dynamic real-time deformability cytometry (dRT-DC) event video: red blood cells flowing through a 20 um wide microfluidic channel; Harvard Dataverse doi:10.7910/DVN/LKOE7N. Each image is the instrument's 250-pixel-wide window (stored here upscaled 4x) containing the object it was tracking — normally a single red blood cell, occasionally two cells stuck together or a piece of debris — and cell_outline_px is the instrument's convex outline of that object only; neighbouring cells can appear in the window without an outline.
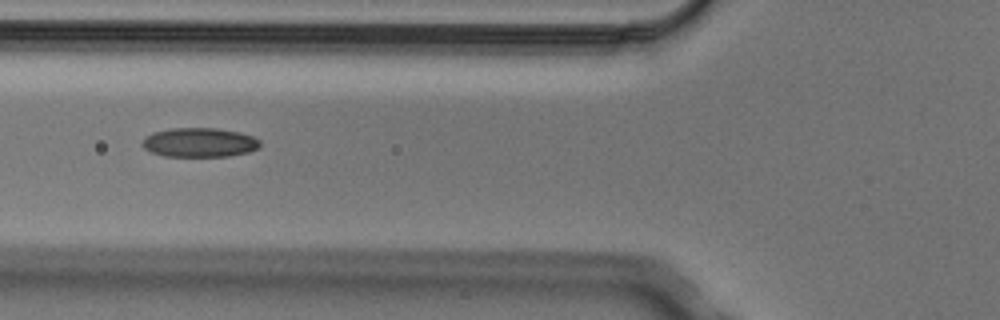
{"species": "Egyptian fruit bat (a non-hibernating species)", "species_latin": "Rousettus aegyptiacus", "temperature_condition": "cold", "stored_images_in_passage": 6, "camera_frame_rate_fps": 3000, "um_per_image_px": 0.085, "animal": {"sex": "male"}, "frame": {"image": 1, "passage_image": 4, "time_ms": 1.0, "image_size_px": [1000, 320], "cell_outline_px": [[260, 148], [248, 152], [228, 156], [164, 156], [152, 152], [144, 148], [140, 144], [144, 136], [152, 132], [172, 128], [216, 128], [240, 132], [252, 136], [260, 140]], "centroid_in_image_um": [16.94, 12.1], "position_along_channel_um": 108.9, "area_um2": 20.23}}
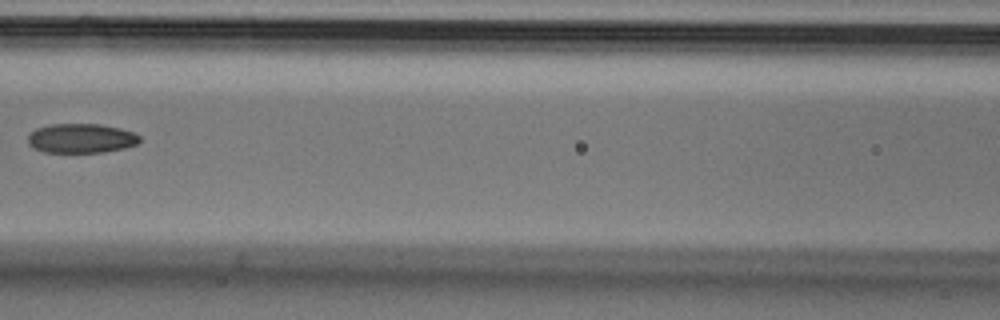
{"frame": {"image": 2, "passage_image": 5, "time_ms": 1.333, "image_size_px": [1000, 320], "cell_outline_px": [[140, 140], [136, 144], [124, 148], [104, 152], [44, 152], [32, 148], [28, 144], [28, 136], [36, 128], [48, 124], [100, 124], [120, 128], [132, 132], [140, 136]], "centroid_in_image_um": [6.87, 11.75], "position_along_channel_um": 159.7, "area_um2": 19.19}}
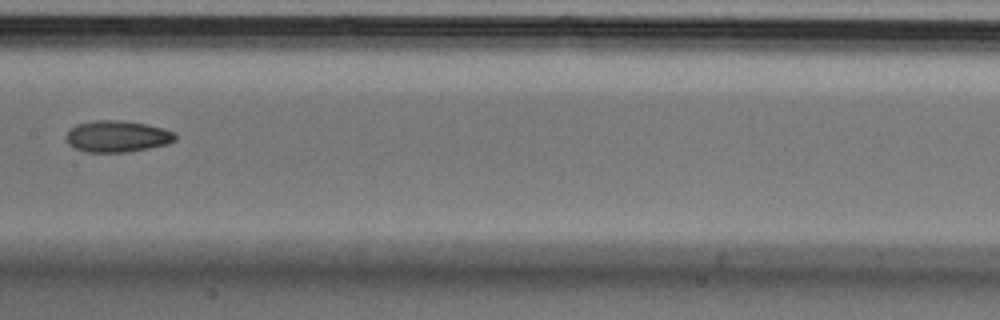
{"frame": {"image": 3, "passage_image": 6, "time_ms": 1.667, "image_size_px": [1000, 320], "cell_outline_px": [[176, 140], [168, 144], [128, 152], [84, 152], [68, 144], [68, 132], [76, 124], [96, 120], [124, 120], [148, 124], [164, 128], [176, 132]], "centroid_in_image_um": [10.02, 11.58], "position_along_channel_um": 197.4, "area_um2": 20.11}}